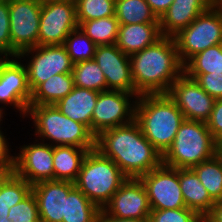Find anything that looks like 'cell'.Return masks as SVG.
Returning <instances> with one entry per match:
<instances>
[{
  "label": "cell",
  "instance_id": "6da1fadb",
  "mask_svg": "<svg viewBox=\"0 0 222 222\" xmlns=\"http://www.w3.org/2000/svg\"><path fill=\"white\" fill-rule=\"evenodd\" d=\"M95 149L113 160L128 178H139L160 166L162 155L132 122L102 131L95 138Z\"/></svg>",
  "mask_w": 222,
  "mask_h": 222
},
{
  "label": "cell",
  "instance_id": "7a4b0ae2",
  "mask_svg": "<svg viewBox=\"0 0 222 222\" xmlns=\"http://www.w3.org/2000/svg\"><path fill=\"white\" fill-rule=\"evenodd\" d=\"M129 58L138 96L168 93L172 83L184 72L174 37L162 36Z\"/></svg>",
  "mask_w": 222,
  "mask_h": 222
},
{
  "label": "cell",
  "instance_id": "3957f363",
  "mask_svg": "<svg viewBox=\"0 0 222 222\" xmlns=\"http://www.w3.org/2000/svg\"><path fill=\"white\" fill-rule=\"evenodd\" d=\"M135 120L143 135L163 155L174 141L185 118L167 93H158L138 96Z\"/></svg>",
  "mask_w": 222,
  "mask_h": 222
},
{
  "label": "cell",
  "instance_id": "277c9868",
  "mask_svg": "<svg viewBox=\"0 0 222 222\" xmlns=\"http://www.w3.org/2000/svg\"><path fill=\"white\" fill-rule=\"evenodd\" d=\"M27 116L34 122V135L42 142L49 141L47 143L51 146L95 149L96 137L91 131L84 124L62 114L55 104L29 105Z\"/></svg>",
  "mask_w": 222,
  "mask_h": 222
},
{
  "label": "cell",
  "instance_id": "5b68a950",
  "mask_svg": "<svg viewBox=\"0 0 222 222\" xmlns=\"http://www.w3.org/2000/svg\"><path fill=\"white\" fill-rule=\"evenodd\" d=\"M218 147L206 122L185 119L171 146L162 155V162L177 169L192 168L214 157Z\"/></svg>",
  "mask_w": 222,
  "mask_h": 222
},
{
  "label": "cell",
  "instance_id": "8992f818",
  "mask_svg": "<svg viewBox=\"0 0 222 222\" xmlns=\"http://www.w3.org/2000/svg\"><path fill=\"white\" fill-rule=\"evenodd\" d=\"M127 179L113 160L94 149L86 154L74 184L102 209Z\"/></svg>",
  "mask_w": 222,
  "mask_h": 222
},
{
  "label": "cell",
  "instance_id": "52a82bcc",
  "mask_svg": "<svg viewBox=\"0 0 222 222\" xmlns=\"http://www.w3.org/2000/svg\"><path fill=\"white\" fill-rule=\"evenodd\" d=\"M173 37L184 65L195 54L221 44L222 14L210 6Z\"/></svg>",
  "mask_w": 222,
  "mask_h": 222
},
{
  "label": "cell",
  "instance_id": "ba28073f",
  "mask_svg": "<svg viewBox=\"0 0 222 222\" xmlns=\"http://www.w3.org/2000/svg\"><path fill=\"white\" fill-rule=\"evenodd\" d=\"M42 0H9L11 57L38 46Z\"/></svg>",
  "mask_w": 222,
  "mask_h": 222
},
{
  "label": "cell",
  "instance_id": "9c48e42d",
  "mask_svg": "<svg viewBox=\"0 0 222 222\" xmlns=\"http://www.w3.org/2000/svg\"><path fill=\"white\" fill-rule=\"evenodd\" d=\"M137 98V94L120 90L99 92L91 120V133L96 137L104 130L132 122Z\"/></svg>",
  "mask_w": 222,
  "mask_h": 222
},
{
  "label": "cell",
  "instance_id": "30bf717a",
  "mask_svg": "<svg viewBox=\"0 0 222 222\" xmlns=\"http://www.w3.org/2000/svg\"><path fill=\"white\" fill-rule=\"evenodd\" d=\"M18 57L19 59L26 57L27 60L30 58L25 66L31 92L53 75L72 73L74 66L64 45L36 46L24 50Z\"/></svg>",
  "mask_w": 222,
  "mask_h": 222
},
{
  "label": "cell",
  "instance_id": "8fae6325",
  "mask_svg": "<svg viewBox=\"0 0 222 222\" xmlns=\"http://www.w3.org/2000/svg\"><path fill=\"white\" fill-rule=\"evenodd\" d=\"M77 28L75 2L42 0L38 46L63 45L70 32Z\"/></svg>",
  "mask_w": 222,
  "mask_h": 222
},
{
  "label": "cell",
  "instance_id": "7c38bea8",
  "mask_svg": "<svg viewBox=\"0 0 222 222\" xmlns=\"http://www.w3.org/2000/svg\"><path fill=\"white\" fill-rule=\"evenodd\" d=\"M139 179L147 192L151 210L186 207L179 182V169L162 163Z\"/></svg>",
  "mask_w": 222,
  "mask_h": 222
},
{
  "label": "cell",
  "instance_id": "4fadbf2b",
  "mask_svg": "<svg viewBox=\"0 0 222 222\" xmlns=\"http://www.w3.org/2000/svg\"><path fill=\"white\" fill-rule=\"evenodd\" d=\"M19 57H5L0 63V103L20 111L26 117L31 91L28 86L27 68Z\"/></svg>",
  "mask_w": 222,
  "mask_h": 222
},
{
  "label": "cell",
  "instance_id": "5bb4252c",
  "mask_svg": "<svg viewBox=\"0 0 222 222\" xmlns=\"http://www.w3.org/2000/svg\"><path fill=\"white\" fill-rule=\"evenodd\" d=\"M167 94L187 120L206 122L216 101L184 72L172 83Z\"/></svg>",
  "mask_w": 222,
  "mask_h": 222
},
{
  "label": "cell",
  "instance_id": "9a60e30c",
  "mask_svg": "<svg viewBox=\"0 0 222 222\" xmlns=\"http://www.w3.org/2000/svg\"><path fill=\"white\" fill-rule=\"evenodd\" d=\"M33 144L20 147L14 156L13 172L29 184L54 180L53 146L35 139Z\"/></svg>",
  "mask_w": 222,
  "mask_h": 222
},
{
  "label": "cell",
  "instance_id": "2e32d148",
  "mask_svg": "<svg viewBox=\"0 0 222 222\" xmlns=\"http://www.w3.org/2000/svg\"><path fill=\"white\" fill-rule=\"evenodd\" d=\"M103 209L121 219L149 218L151 213L147 192L139 178H128Z\"/></svg>",
  "mask_w": 222,
  "mask_h": 222
},
{
  "label": "cell",
  "instance_id": "e0dca14e",
  "mask_svg": "<svg viewBox=\"0 0 222 222\" xmlns=\"http://www.w3.org/2000/svg\"><path fill=\"white\" fill-rule=\"evenodd\" d=\"M93 59L102 69L107 82V90L135 94L130 58L116 44L97 46Z\"/></svg>",
  "mask_w": 222,
  "mask_h": 222
},
{
  "label": "cell",
  "instance_id": "ac0fdd59",
  "mask_svg": "<svg viewBox=\"0 0 222 222\" xmlns=\"http://www.w3.org/2000/svg\"><path fill=\"white\" fill-rule=\"evenodd\" d=\"M74 182L49 180L32 185L38 205L40 222H62L65 216V198Z\"/></svg>",
  "mask_w": 222,
  "mask_h": 222
},
{
  "label": "cell",
  "instance_id": "d6986e66",
  "mask_svg": "<svg viewBox=\"0 0 222 222\" xmlns=\"http://www.w3.org/2000/svg\"><path fill=\"white\" fill-rule=\"evenodd\" d=\"M211 6V0H174L159 19L162 36H175Z\"/></svg>",
  "mask_w": 222,
  "mask_h": 222
},
{
  "label": "cell",
  "instance_id": "ffe728a7",
  "mask_svg": "<svg viewBox=\"0 0 222 222\" xmlns=\"http://www.w3.org/2000/svg\"><path fill=\"white\" fill-rule=\"evenodd\" d=\"M162 37L159 23L120 24L116 46L130 56Z\"/></svg>",
  "mask_w": 222,
  "mask_h": 222
},
{
  "label": "cell",
  "instance_id": "44dd1931",
  "mask_svg": "<svg viewBox=\"0 0 222 222\" xmlns=\"http://www.w3.org/2000/svg\"><path fill=\"white\" fill-rule=\"evenodd\" d=\"M98 95V91L74 86L72 91L55 105L62 114L84 124L91 131V120Z\"/></svg>",
  "mask_w": 222,
  "mask_h": 222
},
{
  "label": "cell",
  "instance_id": "7402d4cb",
  "mask_svg": "<svg viewBox=\"0 0 222 222\" xmlns=\"http://www.w3.org/2000/svg\"><path fill=\"white\" fill-rule=\"evenodd\" d=\"M179 182L186 208L203 218L215 204L206 188L191 168L179 169Z\"/></svg>",
  "mask_w": 222,
  "mask_h": 222
},
{
  "label": "cell",
  "instance_id": "603a6c76",
  "mask_svg": "<svg viewBox=\"0 0 222 222\" xmlns=\"http://www.w3.org/2000/svg\"><path fill=\"white\" fill-rule=\"evenodd\" d=\"M88 152L75 146H53L54 180L75 182Z\"/></svg>",
  "mask_w": 222,
  "mask_h": 222
},
{
  "label": "cell",
  "instance_id": "cb8c5ba5",
  "mask_svg": "<svg viewBox=\"0 0 222 222\" xmlns=\"http://www.w3.org/2000/svg\"><path fill=\"white\" fill-rule=\"evenodd\" d=\"M74 88L72 73L56 74L39 84L32 92L29 105H52Z\"/></svg>",
  "mask_w": 222,
  "mask_h": 222
},
{
  "label": "cell",
  "instance_id": "d4e9b609",
  "mask_svg": "<svg viewBox=\"0 0 222 222\" xmlns=\"http://www.w3.org/2000/svg\"><path fill=\"white\" fill-rule=\"evenodd\" d=\"M32 192V185L16 173L9 172L0 178V222H10L7 218L10 208Z\"/></svg>",
  "mask_w": 222,
  "mask_h": 222
},
{
  "label": "cell",
  "instance_id": "484cf974",
  "mask_svg": "<svg viewBox=\"0 0 222 222\" xmlns=\"http://www.w3.org/2000/svg\"><path fill=\"white\" fill-rule=\"evenodd\" d=\"M99 211L100 208L74 186L65 198L62 222H97Z\"/></svg>",
  "mask_w": 222,
  "mask_h": 222
},
{
  "label": "cell",
  "instance_id": "4316f807",
  "mask_svg": "<svg viewBox=\"0 0 222 222\" xmlns=\"http://www.w3.org/2000/svg\"><path fill=\"white\" fill-rule=\"evenodd\" d=\"M214 202L222 201V156L217 153L209 160L191 168Z\"/></svg>",
  "mask_w": 222,
  "mask_h": 222
},
{
  "label": "cell",
  "instance_id": "83f0119b",
  "mask_svg": "<svg viewBox=\"0 0 222 222\" xmlns=\"http://www.w3.org/2000/svg\"><path fill=\"white\" fill-rule=\"evenodd\" d=\"M119 24L159 23L146 0H115Z\"/></svg>",
  "mask_w": 222,
  "mask_h": 222
},
{
  "label": "cell",
  "instance_id": "f1b7e54d",
  "mask_svg": "<svg viewBox=\"0 0 222 222\" xmlns=\"http://www.w3.org/2000/svg\"><path fill=\"white\" fill-rule=\"evenodd\" d=\"M119 21L116 16L81 22L78 27L97 45L116 44Z\"/></svg>",
  "mask_w": 222,
  "mask_h": 222
},
{
  "label": "cell",
  "instance_id": "f546056e",
  "mask_svg": "<svg viewBox=\"0 0 222 222\" xmlns=\"http://www.w3.org/2000/svg\"><path fill=\"white\" fill-rule=\"evenodd\" d=\"M72 76L76 87L98 92L107 90L105 76L94 59L75 63Z\"/></svg>",
  "mask_w": 222,
  "mask_h": 222
},
{
  "label": "cell",
  "instance_id": "4dcf8cb0",
  "mask_svg": "<svg viewBox=\"0 0 222 222\" xmlns=\"http://www.w3.org/2000/svg\"><path fill=\"white\" fill-rule=\"evenodd\" d=\"M185 74L222 73V46L217 44L191 57L184 64Z\"/></svg>",
  "mask_w": 222,
  "mask_h": 222
},
{
  "label": "cell",
  "instance_id": "1f68e13d",
  "mask_svg": "<svg viewBox=\"0 0 222 222\" xmlns=\"http://www.w3.org/2000/svg\"><path fill=\"white\" fill-rule=\"evenodd\" d=\"M72 62L92 60L97 45L78 27L70 32L63 44Z\"/></svg>",
  "mask_w": 222,
  "mask_h": 222
},
{
  "label": "cell",
  "instance_id": "d6a6232c",
  "mask_svg": "<svg viewBox=\"0 0 222 222\" xmlns=\"http://www.w3.org/2000/svg\"><path fill=\"white\" fill-rule=\"evenodd\" d=\"M76 19L83 21L115 16V0H77Z\"/></svg>",
  "mask_w": 222,
  "mask_h": 222
},
{
  "label": "cell",
  "instance_id": "836d02e7",
  "mask_svg": "<svg viewBox=\"0 0 222 222\" xmlns=\"http://www.w3.org/2000/svg\"><path fill=\"white\" fill-rule=\"evenodd\" d=\"M7 218L12 222H40L38 205L33 192L12 206Z\"/></svg>",
  "mask_w": 222,
  "mask_h": 222
},
{
  "label": "cell",
  "instance_id": "e575fe53",
  "mask_svg": "<svg viewBox=\"0 0 222 222\" xmlns=\"http://www.w3.org/2000/svg\"><path fill=\"white\" fill-rule=\"evenodd\" d=\"M150 222H203L202 218L192 209L177 208L151 210Z\"/></svg>",
  "mask_w": 222,
  "mask_h": 222
},
{
  "label": "cell",
  "instance_id": "d590c367",
  "mask_svg": "<svg viewBox=\"0 0 222 222\" xmlns=\"http://www.w3.org/2000/svg\"><path fill=\"white\" fill-rule=\"evenodd\" d=\"M0 54L11 57L9 0H0Z\"/></svg>",
  "mask_w": 222,
  "mask_h": 222
},
{
  "label": "cell",
  "instance_id": "8d00e7d4",
  "mask_svg": "<svg viewBox=\"0 0 222 222\" xmlns=\"http://www.w3.org/2000/svg\"><path fill=\"white\" fill-rule=\"evenodd\" d=\"M215 100L222 99V73L186 74Z\"/></svg>",
  "mask_w": 222,
  "mask_h": 222
},
{
  "label": "cell",
  "instance_id": "74e56055",
  "mask_svg": "<svg viewBox=\"0 0 222 222\" xmlns=\"http://www.w3.org/2000/svg\"><path fill=\"white\" fill-rule=\"evenodd\" d=\"M206 125L214 140L219 144L222 142V99L216 100L212 113L206 121Z\"/></svg>",
  "mask_w": 222,
  "mask_h": 222
},
{
  "label": "cell",
  "instance_id": "f35d334b",
  "mask_svg": "<svg viewBox=\"0 0 222 222\" xmlns=\"http://www.w3.org/2000/svg\"><path fill=\"white\" fill-rule=\"evenodd\" d=\"M0 127V170L6 174L13 171L14 155H11L9 143Z\"/></svg>",
  "mask_w": 222,
  "mask_h": 222
},
{
  "label": "cell",
  "instance_id": "ab89813d",
  "mask_svg": "<svg viewBox=\"0 0 222 222\" xmlns=\"http://www.w3.org/2000/svg\"><path fill=\"white\" fill-rule=\"evenodd\" d=\"M174 0H146L158 19L168 10Z\"/></svg>",
  "mask_w": 222,
  "mask_h": 222
},
{
  "label": "cell",
  "instance_id": "60d3db41",
  "mask_svg": "<svg viewBox=\"0 0 222 222\" xmlns=\"http://www.w3.org/2000/svg\"><path fill=\"white\" fill-rule=\"evenodd\" d=\"M97 222H150V218L141 219H121L108 214L103 208L100 209Z\"/></svg>",
  "mask_w": 222,
  "mask_h": 222
},
{
  "label": "cell",
  "instance_id": "b9f144b4",
  "mask_svg": "<svg viewBox=\"0 0 222 222\" xmlns=\"http://www.w3.org/2000/svg\"><path fill=\"white\" fill-rule=\"evenodd\" d=\"M203 222H222V201L215 202L211 210L202 218Z\"/></svg>",
  "mask_w": 222,
  "mask_h": 222
},
{
  "label": "cell",
  "instance_id": "7bdbcfd3",
  "mask_svg": "<svg viewBox=\"0 0 222 222\" xmlns=\"http://www.w3.org/2000/svg\"><path fill=\"white\" fill-rule=\"evenodd\" d=\"M211 7L222 14V0H211Z\"/></svg>",
  "mask_w": 222,
  "mask_h": 222
},
{
  "label": "cell",
  "instance_id": "ee69618b",
  "mask_svg": "<svg viewBox=\"0 0 222 222\" xmlns=\"http://www.w3.org/2000/svg\"><path fill=\"white\" fill-rule=\"evenodd\" d=\"M4 108H5L4 105H3V106H0V115H5V114H6L5 111H3Z\"/></svg>",
  "mask_w": 222,
  "mask_h": 222
},
{
  "label": "cell",
  "instance_id": "f6af8a7d",
  "mask_svg": "<svg viewBox=\"0 0 222 222\" xmlns=\"http://www.w3.org/2000/svg\"><path fill=\"white\" fill-rule=\"evenodd\" d=\"M218 153L222 156V142L219 143Z\"/></svg>",
  "mask_w": 222,
  "mask_h": 222
},
{
  "label": "cell",
  "instance_id": "bcb514c9",
  "mask_svg": "<svg viewBox=\"0 0 222 222\" xmlns=\"http://www.w3.org/2000/svg\"><path fill=\"white\" fill-rule=\"evenodd\" d=\"M4 58H5V57L0 54V63L3 61Z\"/></svg>",
  "mask_w": 222,
  "mask_h": 222
},
{
  "label": "cell",
  "instance_id": "7dc6e473",
  "mask_svg": "<svg viewBox=\"0 0 222 222\" xmlns=\"http://www.w3.org/2000/svg\"><path fill=\"white\" fill-rule=\"evenodd\" d=\"M3 118H5L4 115H0V125H1V121L3 120Z\"/></svg>",
  "mask_w": 222,
  "mask_h": 222
},
{
  "label": "cell",
  "instance_id": "c3c4849f",
  "mask_svg": "<svg viewBox=\"0 0 222 222\" xmlns=\"http://www.w3.org/2000/svg\"><path fill=\"white\" fill-rule=\"evenodd\" d=\"M4 175V173L0 170V178Z\"/></svg>",
  "mask_w": 222,
  "mask_h": 222
},
{
  "label": "cell",
  "instance_id": "681fc988",
  "mask_svg": "<svg viewBox=\"0 0 222 222\" xmlns=\"http://www.w3.org/2000/svg\"><path fill=\"white\" fill-rule=\"evenodd\" d=\"M65 1H72V2H76L77 0H65Z\"/></svg>",
  "mask_w": 222,
  "mask_h": 222
}]
</instances>
